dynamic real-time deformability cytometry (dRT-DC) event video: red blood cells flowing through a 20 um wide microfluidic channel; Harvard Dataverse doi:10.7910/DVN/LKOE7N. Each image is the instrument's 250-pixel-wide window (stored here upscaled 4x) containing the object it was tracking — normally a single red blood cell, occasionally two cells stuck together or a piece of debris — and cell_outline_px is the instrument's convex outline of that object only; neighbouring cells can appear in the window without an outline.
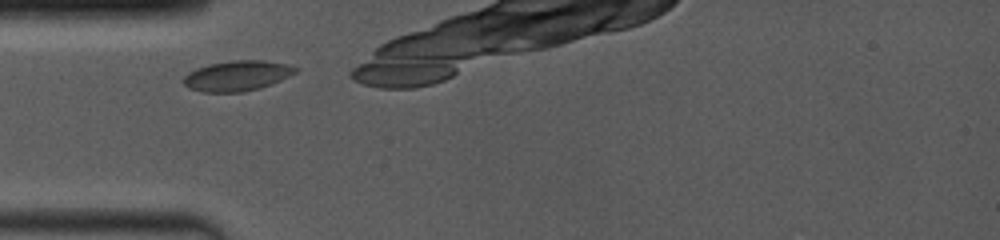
{"species": "common noctule bat (a hibernating species)", "species_latin": "Nyctalus noctula", "temperature_condition": "room temperature", "stored_images_in_passage": 8, "camera_frame_rate_fps": 4000, "um_per_image_px": 0.085, "animal": {"sex": "female", "body_mass_g": 19.0, "forearm_length_mm": 53.3}, "frame": {"image": 1, "passage_image": 1, "time_ms": 0.0, "image_size_px": [1000, 240], "cell_outline_px": [[300, 68], [296, 72], [280, 80], [260, 88], [244, 92], [200, 92], [188, 88], [180, 80], [188, 72], [196, 68], [208, 64], [232, 60], [264, 60], [288, 64]], "centroid_in_image_um": [20.12, 6.44], "position_along_channel_um": 64.9, "area_um2": 20.0}}